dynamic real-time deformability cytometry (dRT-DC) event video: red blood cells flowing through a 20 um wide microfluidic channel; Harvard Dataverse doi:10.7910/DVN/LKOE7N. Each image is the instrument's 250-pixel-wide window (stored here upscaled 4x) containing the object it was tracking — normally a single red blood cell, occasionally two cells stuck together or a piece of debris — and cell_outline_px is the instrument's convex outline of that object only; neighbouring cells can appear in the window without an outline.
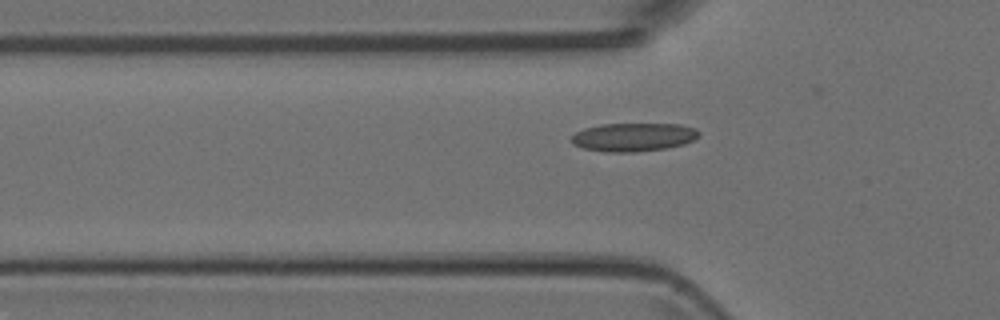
{"species": "Egyptian fruit bat (a non-hibernating species)", "species_latin": "Rousettus aegyptiacus", "temperature_condition": "room temperature", "stored_images_in_passage": 38, "camera_frame_rate_fps": 3000, "um_per_image_px": 0.085, "animal": {"sex": "female"}, "frame": {"image": 1, "passage_image": 13, "time_ms": 4.0, "image_size_px": [1000, 320], "cell_outline_px": [[700, 136], [684, 144], [664, 148], [636, 152], [604, 152], [584, 148], [572, 144], [568, 136], [584, 128], [600, 124], [680, 124], [696, 128], [700, 132]], "centroid_in_image_um": [53.81, 11.65], "position_along_channel_um": 72.0, "area_um2": 21.33}}
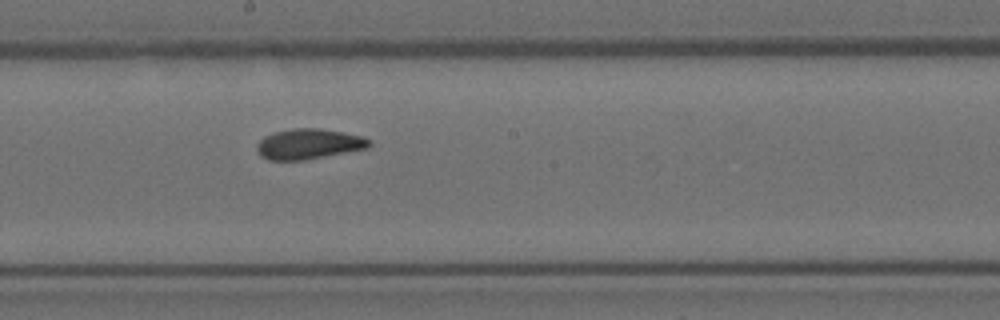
{"frame": {"image": 2, "passage_image": 24, "time_ms": 7.667, "image_size_px": [1000, 320], "cell_outline_px": [[372, 144], [368, 148], [304, 160], [268, 160], [260, 156], [256, 148], [256, 144], [264, 136], [272, 132], [292, 128], [320, 128], [344, 132], [364, 136], [372, 140]], "centroid_in_image_um": [26.25, 12.23], "position_along_channel_um": 222.0, "area_um2": 20.17}}
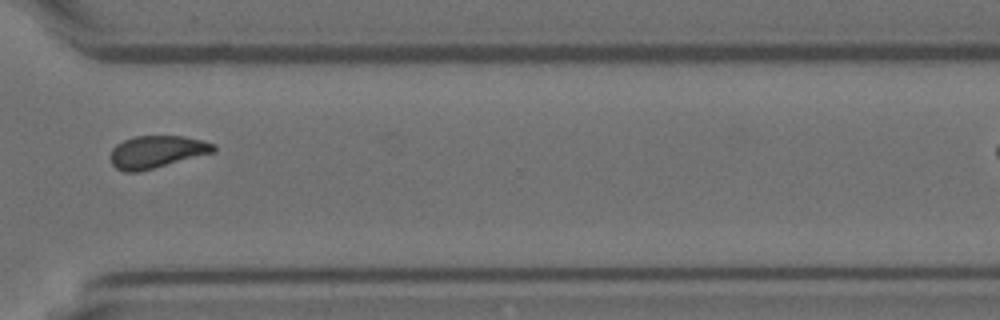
{"frame": {"image": 3, "passage_image": 34, "time_ms": 11.0, "image_size_px": [1000, 320], "cell_outline_px": [[216, 152], [140, 172], [124, 172], [116, 168], [112, 164], [112, 148], [116, 144], [132, 136], [184, 136], [216, 144]], "centroid_in_image_um": [13.35, 12.91], "position_along_channel_um": 357.3, "area_um2": 19.59}}